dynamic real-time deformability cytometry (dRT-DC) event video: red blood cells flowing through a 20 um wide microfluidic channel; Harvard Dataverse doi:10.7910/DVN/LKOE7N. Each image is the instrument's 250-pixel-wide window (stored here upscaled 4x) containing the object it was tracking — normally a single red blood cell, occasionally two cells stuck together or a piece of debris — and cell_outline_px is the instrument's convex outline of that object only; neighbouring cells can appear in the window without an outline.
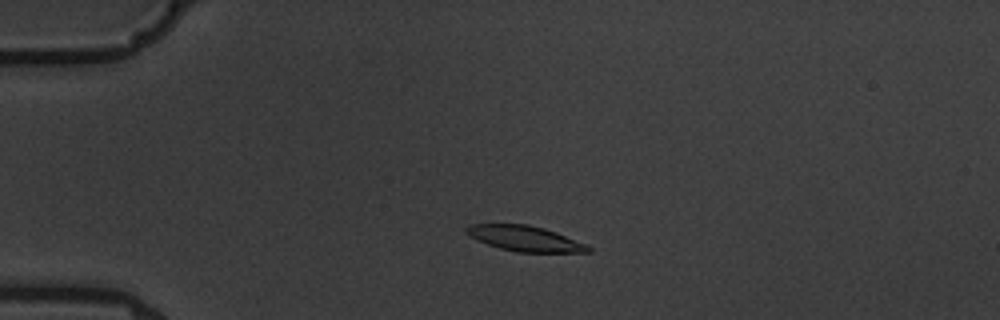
{"species": "common noctule bat (a hibernating species)", "species_latin": "Nyctalus noctula", "temperature_condition": "warm", "stored_images_in_passage": 4, "camera_frame_rate_fps": 3000, "um_per_image_px": 0.085, "animal": {"sex": "male", "body_mass_g": 19.5, "forearm_length_mm": 54.6}, "frame": {"image": 1, "passage_image": 3, "time_ms": 2.333, "image_size_px": [1000, 320], "cell_outline_px": [[592, 252], [516, 252], [500, 248], [476, 240], [464, 232], [464, 228], [468, 224], [528, 224], [544, 228], [556, 232], [588, 244], [592, 248]], "centroid_in_image_um": [44.62, 20.27], "position_along_channel_um": 40.4, "area_um2": 18.21}}